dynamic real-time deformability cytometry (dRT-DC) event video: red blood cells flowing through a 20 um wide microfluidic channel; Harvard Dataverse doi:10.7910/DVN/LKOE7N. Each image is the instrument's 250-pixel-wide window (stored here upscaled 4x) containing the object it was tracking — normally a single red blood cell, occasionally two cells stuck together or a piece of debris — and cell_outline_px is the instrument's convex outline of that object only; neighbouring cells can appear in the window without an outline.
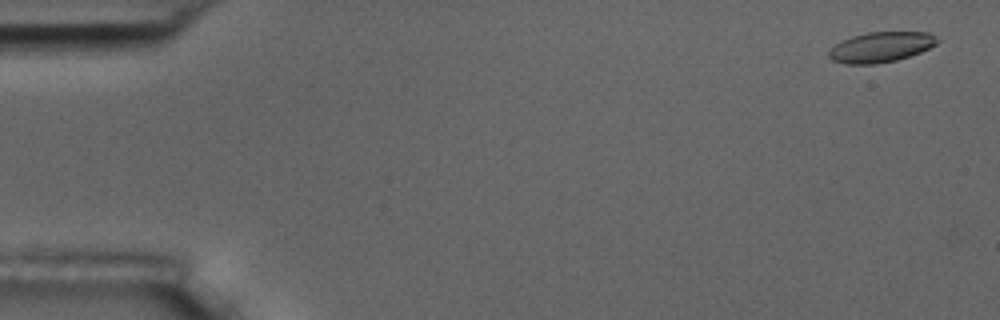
{"species": "common noctule bat (a hibernating species)", "species_latin": "Nyctalus noctula", "temperature_condition": "room temperature", "stored_images_in_passage": 4, "camera_frame_rate_fps": 3000, "um_per_image_px": 0.085, "animal": {"sex": "male", "body_mass_g": 17.5, "forearm_length_mm": 52.3}, "frame": {"image": 1, "passage_image": 1, "time_ms": 0.0, "image_size_px": [1000, 320], "cell_outline_px": [[940, 40], [936, 44], [920, 52], [896, 60], [876, 64], [844, 64], [832, 60], [828, 56], [828, 52], [840, 40], [852, 36], [868, 32], [932, 32]], "centroid_in_image_um": [74.87, 3.99], "position_along_channel_um": 10.1, "area_um2": 19.19}}
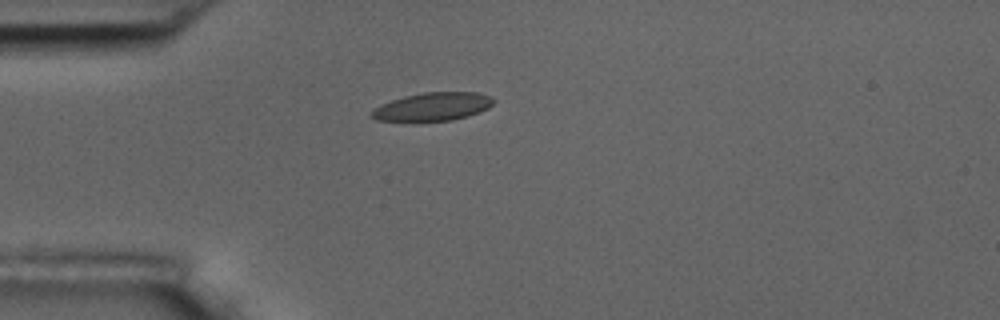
{"frame": {"image": 2, "passage_image": 4, "time_ms": 4.333, "image_size_px": [1000, 320], "cell_outline_px": [[496, 100], [488, 108], [480, 112], [468, 116], [452, 120], [412, 124], [376, 120], [368, 116], [368, 112], [372, 108], [380, 104], [404, 96], [424, 92], [476, 92], [488, 96]], "centroid_in_image_um": [36.65, 9.12], "position_along_channel_um": 48.3, "area_um2": 21.1}}